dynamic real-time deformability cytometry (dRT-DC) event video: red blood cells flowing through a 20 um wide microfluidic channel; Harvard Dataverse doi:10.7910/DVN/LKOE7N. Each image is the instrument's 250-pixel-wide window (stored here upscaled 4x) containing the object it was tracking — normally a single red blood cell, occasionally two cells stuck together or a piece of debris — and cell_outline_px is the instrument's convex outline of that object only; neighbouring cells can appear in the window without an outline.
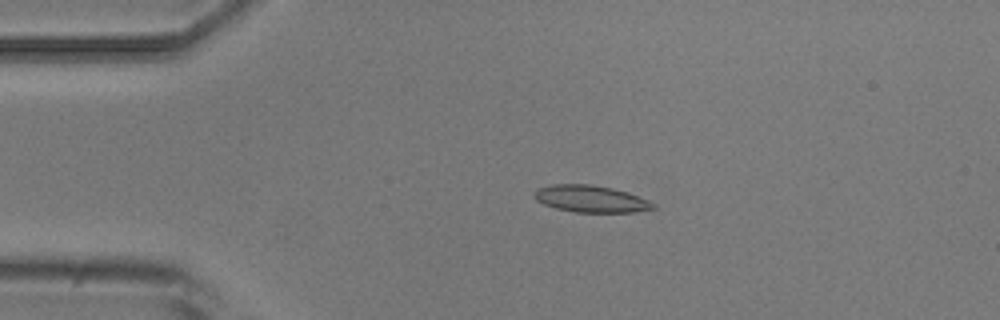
{"species": "common noctule bat (a hibernating species)", "species_latin": "Nyctalus noctula", "temperature_condition": "room temperature", "stored_images_in_passage": 2, "camera_frame_rate_fps": 3000, "um_per_image_px": 0.085, "animal": {"sex": "male", "body_mass_g": 20.5, "forearm_length_mm": 52.5}, "frame": {"image": 1, "passage_image": 1, "time_ms": 0.0, "image_size_px": [1000, 320], "cell_outline_px": [[656, 208], [632, 212], [576, 212], [556, 208], [544, 204], [536, 200], [532, 196], [540, 188], [552, 184], [588, 184], [612, 188], [628, 192], [648, 200], [656, 204]], "centroid_in_image_um": [50.23, 16.9], "position_along_channel_um": 34.8, "area_um2": 18.5}}